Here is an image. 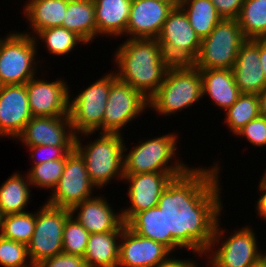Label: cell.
I'll return each mask as SVG.
<instances>
[{
    "instance_id": "6da1fadb",
    "label": "cell",
    "mask_w": 266,
    "mask_h": 267,
    "mask_svg": "<svg viewBox=\"0 0 266 267\" xmlns=\"http://www.w3.org/2000/svg\"><path fill=\"white\" fill-rule=\"evenodd\" d=\"M219 164L214 161L212 167L191 166L162 191L157 207L165 214L172 253L184 248L206 259L223 211Z\"/></svg>"
},
{
    "instance_id": "7a4b0ae2",
    "label": "cell",
    "mask_w": 266,
    "mask_h": 267,
    "mask_svg": "<svg viewBox=\"0 0 266 267\" xmlns=\"http://www.w3.org/2000/svg\"><path fill=\"white\" fill-rule=\"evenodd\" d=\"M114 54L117 78L149 99L161 86L172 63L153 38H128ZM118 69V70H117Z\"/></svg>"
},
{
    "instance_id": "3957f363",
    "label": "cell",
    "mask_w": 266,
    "mask_h": 267,
    "mask_svg": "<svg viewBox=\"0 0 266 267\" xmlns=\"http://www.w3.org/2000/svg\"><path fill=\"white\" fill-rule=\"evenodd\" d=\"M202 99L200 70L193 64H172L161 86L148 99L151 111L157 115H177Z\"/></svg>"
},
{
    "instance_id": "277c9868",
    "label": "cell",
    "mask_w": 266,
    "mask_h": 267,
    "mask_svg": "<svg viewBox=\"0 0 266 267\" xmlns=\"http://www.w3.org/2000/svg\"><path fill=\"white\" fill-rule=\"evenodd\" d=\"M117 133H99L93 141L82 143L75 137V149L84 158L90 180L96 188L103 189L114 178H124V137ZM82 139V140H81Z\"/></svg>"
},
{
    "instance_id": "5b68a950",
    "label": "cell",
    "mask_w": 266,
    "mask_h": 267,
    "mask_svg": "<svg viewBox=\"0 0 266 267\" xmlns=\"http://www.w3.org/2000/svg\"><path fill=\"white\" fill-rule=\"evenodd\" d=\"M178 137L175 132L158 135L152 139L139 141L131 149L126 148L127 145L124 142V175L147 172H187L191 168L190 165L181 161L177 155Z\"/></svg>"
},
{
    "instance_id": "8992f818",
    "label": "cell",
    "mask_w": 266,
    "mask_h": 267,
    "mask_svg": "<svg viewBox=\"0 0 266 267\" xmlns=\"http://www.w3.org/2000/svg\"><path fill=\"white\" fill-rule=\"evenodd\" d=\"M227 233L219 219L211 246L206 251V263L209 267H250L265 252L258 245L259 241L251 226L234 230L230 235Z\"/></svg>"
},
{
    "instance_id": "52a82bcc",
    "label": "cell",
    "mask_w": 266,
    "mask_h": 267,
    "mask_svg": "<svg viewBox=\"0 0 266 267\" xmlns=\"http://www.w3.org/2000/svg\"><path fill=\"white\" fill-rule=\"evenodd\" d=\"M101 78L92 82L91 85L82 91H78L76 97L69 100V116L72 129L75 135L84 139L98 133H103V115L111 84L117 79L114 70L108 71ZM72 99V100H71Z\"/></svg>"
},
{
    "instance_id": "ba28073f",
    "label": "cell",
    "mask_w": 266,
    "mask_h": 267,
    "mask_svg": "<svg viewBox=\"0 0 266 267\" xmlns=\"http://www.w3.org/2000/svg\"><path fill=\"white\" fill-rule=\"evenodd\" d=\"M8 33L0 37V79L3 85L26 84L38 76V45L34 37L19 30Z\"/></svg>"
},
{
    "instance_id": "9c48e42d",
    "label": "cell",
    "mask_w": 266,
    "mask_h": 267,
    "mask_svg": "<svg viewBox=\"0 0 266 267\" xmlns=\"http://www.w3.org/2000/svg\"><path fill=\"white\" fill-rule=\"evenodd\" d=\"M246 40L238 19L222 18L201 40L198 56L192 64L197 69H232Z\"/></svg>"
},
{
    "instance_id": "30bf717a",
    "label": "cell",
    "mask_w": 266,
    "mask_h": 267,
    "mask_svg": "<svg viewBox=\"0 0 266 267\" xmlns=\"http://www.w3.org/2000/svg\"><path fill=\"white\" fill-rule=\"evenodd\" d=\"M156 40L172 64H192L201 45V39L180 6L170 11Z\"/></svg>"
},
{
    "instance_id": "8fae6325",
    "label": "cell",
    "mask_w": 266,
    "mask_h": 267,
    "mask_svg": "<svg viewBox=\"0 0 266 267\" xmlns=\"http://www.w3.org/2000/svg\"><path fill=\"white\" fill-rule=\"evenodd\" d=\"M38 208L33 237L27 245L28 256L34 267L63 252V229L71 214L69 209L54 207L46 202Z\"/></svg>"
},
{
    "instance_id": "7c38bea8",
    "label": "cell",
    "mask_w": 266,
    "mask_h": 267,
    "mask_svg": "<svg viewBox=\"0 0 266 267\" xmlns=\"http://www.w3.org/2000/svg\"><path fill=\"white\" fill-rule=\"evenodd\" d=\"M96 186L89 178L84 158L74 148L66 155L63 174L52 193L47 204L71 210L80 202L94 197Z\"/></svg>"
},
{
    "instance_id": "4fadbf2b",
    "label": "cell",
    "mask_w": 266,
    "mask_h": 267,
    "mask_svg": "<svg viewBox=\"0 0 266 267\" xmlns=\"http://www.w3.org/2000/svg\"><path fill=\"white\" fill-rule=\"evenodd\" d=\"M149 109L148 99L118 78L111 84L103 115V133L122 134L129 122Z\"/></svg>"
},
{
    "instance_id": "5bb4252c",
    "label": "cell",
    "mask_w": 266,
    "mask_h": 267,
    "mask_svg": "<svg viewBox=\"0 0 266 267\" xmlns=\"http://www.w3.org/2000/svg\"><path fill=\"white\" fill-rule=\"evenodd\" d=\"M185 172H147L124 175L123 182L129 183L127 188L129 207H122L121 216L126 224L136 213L158 205L159 197L173 178Z\"/></svg>"
},
{
    "instance_id": "9a60e30c",
    "label": "cell",
    "mask_w": 266,
    "mask_h": 267,
    "mask_svg": "<svg viewBox=\"0 0 266 267\" xmlns=\"http://www.w3.org/2000/svg\"><path fill=\"white\" fill-rule=\"evenodd\" d=\"M56 80V81H55ZM48 81L35 76L26 82L28 103L33 117L69 116V84L64 79Z\"/></svg>"
},
{
    "instance_id": "2e32d148",
    "label": "cell",
    "mask_w": 266,
    "mask_h": 267,
    "mask_svg": "<svg viewBox=\"0 0 266 267\" xmlns=\"http://www.w3.org/2000/svg\"><path fill=\"white\" fill-rule=\"evenodd\" d=\"M171 254L162 243L142 237L125 225L120 239L117 267H158Z\"/></svg>"
},
{
    "instance_id": "e0dca14e",
    "label": "cell",
    "mask_w": 266,
    "mask_h": 267,
    "mask_svg": "<svg viewBox=\"0 0 266 267\" xmlns=\"http://www.w3.org/2000/svg\"><path fill=\"white\" fill-rule=\"evenodd\" d=\"M70 116L32 117L16 138L28 146H75Z\"/></svg>"
},
{
    "instance_id": "ac0fdd59",
    "label": "cell",
    "mask_w": 266,
    "mask_h": 267,
    "mask_svg": "<svg viewBox=\"0 0 266 267\" xmlns=\"http://www.w3.org/2000/svg\"><path fill=\"white\" fill-rule=\"evenodd\" d=\"M26 84L3 85L0 89V138H16L32 118Z\"/></svg>"
},
{
    "instance_id": "d6986e66",
    "label": "cell",
    "mask_w": 266,
    "mask_h": 267,
    "mask_svg": "<svg viewBox=\"0 0 266 267\" xmlns=\"http://www.w3.org/2000/svg\"><path fill=\"white\" fill-rule=\"evenodd\" d=\"M172 9L157 0H132L125 37L157 39Z\"/></svg>"
},
{
    "instance_id": "ffe728a7",
    "label": "cell",
    "mask_w": 266,
    "mask_h": 267,
    "mask_svg": "<svg viewBox=\"0 0 266 267\" xmlns=\"http://www.w3.org/2000/svg\"><path fill=\"white\" fill-rule=\"evenodd\" d=\"M232 71L240 93L259 94L266 88L260 65V39H247L242 44Z\"/></svg>"
},
{
    "instance_id": "44dd1931",
    "label": "cell",
    "mask_w": 266,
    "mask_h": 267,
    "mask_svg": "<svg viewBox=\"0 0 266 267\" xmlns=\"http://www.w3.org/2000/svg\"><path fill=\"white\" fill-rule=\"evenodd\" d=\"M105 196L86 199L75 205L71 215L91 234L116 231L124 222ZM118 213V214H117Z\"/></svg>"
},
{
    "instance_id": "7402d4cb",
    "label": "cell",
    "mask_w": 266,
    "mask_h": 267,
    "mask_svg": "<svg viewBox=\"0 0 266 267\" xmlns=\"http://www.w3.org/2000/svg\"><path fill=\"white\" fill-rule=\"evenodd\" d=\"M202 78V98L208 95L212 105L225 112L241 94L232 69H199Z\"/></svg>"
},
{
    "instance_id": "603a6c76",
    "label": "cell",
    "mask_w": 266,
    "mask_h": 267,
    "mask_svg": "<svg viewBox=\"0 0 266 267\" xmlns=\"http://www.w3.org/2000/svg\"><path fill=\"white\" fill-rule=\"evenodd\" d=\"M132 0H94L97 37L125 35Z\"/></svg>"
},
{
    "instance_id": "cb8c5ba5",
    "label": "cell",
    "mask_w": 266,
    "mask_h": 267,
    "mask_svg": "<svg viewBox=\"0 0 266 267\" xmlns=\"http://www.w3.org/2000/svg\"><path fill=\"white\" fill-rule=\"evenodd\" d=\"M66 10L67 2L63 0H27L22 13L32 30L22 33L34 37L43 29L61 27Z\"/></svg>"
},
{
    "instance_id": "d4e9b609",
    "label": "cell",
    "mask_w": 266,
    "mask_h": 267,
    "mask_svg": "<svg viewBox=\"0 0 266 267\" xmlns=\"http://www.w3.org/2000/svg\"><path fill=\"white\" fill-rule=\"evenodd\" d=\"M123 223L116 231L91 233L84 260L88 267H117Z\"/></svg>"
},
{
    "instance_id": "484cf974",
    "label": "cell",
    "mask_w": 266,
    "mask_h": 267,
    "mask_svg": "<svg viewBox=\"0 0 266 267\" xmlns=\"http://www.w3.org/2000/svg\"><path fill=\"white\" fill-rule=\"evenodd\" d=\"M8 177L0 185V213L2 216L26 212L25 208L32 199V186L28 175L24 176L16 171Z\"/></svg>"
},
{
    "instance_id": "4316f807",
    "label": "cell",
    "mask_w": 266,
    "mask_h": 267,
    "mask_svg": "<svg viewBox=\"0 0 266 267\" xmlns=\"http://www.w3.org/2000/svg\"><path fill=\"white\" fill-rule=\"evenodd\" d=\"M61 27L76 33L88 45H91V42H94L97 37L94 0L67 3L66 14Z\"/></svg>"
},
{
    "instance_id": "83f0119b",
    "label": "cell",
    "mask_w": 266,
    "mask_h": 267,
    "mask_svg": "<svg viewBox=\"0 0 266 267\" xmlns=\"http://www.w3.org/2000/svg\"><path fill=\"white\" fill-rule=\"evenodd\" d=\"M126 225L138 235L160 242L171 251V234H166L165 214L157 206L136 213Z\"/></svg>"
},
{
    "instance_id": "f1b7e54d",
    "label": "cell",
    "mask_w": 266,
    "mask_h": 267,
    "mask_svg": "<svg viewBox=\"0 0 266 267\" xmlns=\"http://www.w3.org/2000/svg\"><path fill=\"white\" fill-rule=\"evenodd\" d=\"M180 7L201 40L207 37L222 19L211 0H182Z\"/></svg>"
},
{
    "instance_id": "f546056e",
    "label": "cell",
    "mask_w": 266,
    "mask_h": 267,
    "mask_svg": "<svg viewBox=\"0 0 266 267\" xmlns=\"http://www.w3.org/2000/svg\"><path fill=\"white\" fill-rule=\"evenodd\" d=\"M237 19L246 39H266V0H244Z\"/></svg>"
},
{
    "instance_id": "4dcf8cb0",
    "label": "cell",
    "mask_w": 266,
    "mask_h": 267,
    "mask_svg": "<svg viewBox=\"0 0 266 267\" xmlns=\"http://www.w3.org/2000/svg\"><path fill=\"white\" fill-rule=\"evenodd\" d=\"M224 114L226 128L235 136L247 123L260 116L258 94L241 93Z\"/></svg>"
},
{
    "instance_id": "1f68e13d",
    "label": "cell",
    "mask_w": 266,
    "mask_h": 267,
    "mask_svg": "<svg viewBox=\"0 0 266 267\" xmlns=\"http://www.w3.org/2000/svg\"><path fill=\"white\" fill-rule=\"evenodd\" d=\"M38 39L45 44L44 47H47L49 55L54 54V57L71 53L78 44L87 45L80 36L64 27L43 29L34 36V40L39 45Z\"/></svg>"
},
{
    "instance_id": "d6a6232c",
    "label": "cell",
    "mask_w": 266,
    "mask_h": 267,
    "mask_svg": "<svg viewBox=\"0 0 266 267\" xmlns=\"http://www.w3.org/2000/svg\"><path fill=\"white\" fill-rule=\"evenodd\" d=\"M36 225V212H24L2 216L0 235L28 245Z\"/></svg>"
},
{
    "instance_id": "836d02e7",
    "label": "cell",
    "mask_w": 266,
    "mask_h": 267,
    "mask_svg": "<svg viewBox=\"0 0 266 267\" xmlns=\"http://www.w3.org/2000/svg\"><path fill=\"white\" fill-rule=\"evenodd\" d=\"M66 156L63 159L45 161L38 165H31L26 172L33 188L39 187L53 190L63 174Z\"/></svg>"
},
{
    "instance_id": "e575fe53",
    "label": "cell",
    "mask_w": 266,
    "mask_h": 267,
    "mask_svg": "<svg viewBox=\"0 0 266 267\" xmlns=\"http://www.w3.org/2000/svg\"><path fill=\"white\" fill-rule=\"evenodd\" d=\"M89 237L90 233L70 214L63 229V252L84 257Z\"/></svg>"
},
{
    "instance_id": "d590c367",
    "label": "cell",
    "mask_w": 266,
    "mask_h": 267,
    "mask_svg": "<svg viewBox=\"0 0 266 267\" xmlns=\"http://www.w3.org/2000/svg\"><path fill=\"white\" fill-rule=\"evenodd\" d=\"M0 266L34 267L28 256L27 245L0 235Z\"/></svg>"
},
{
    "instance_id": "8d00e7d4",
    "label": "cell",
    "mask_w": 266,
    "mask_h": 267,
    "mask_svg": "<svg viewBox=\"0 0 266 267\" xmlns=\"http://www.w3.org/2000/svg\"><path fill=\"white\" fill-rule=\"evenodd\" d=\"M31 152L30 158L33 159L32 165H38L45 161L63 159L68 153H70L75 146H28ZM40 156V157H39Z\"/></svg>"
},
{
    "instance_id": "74e56055",
    "label": "cell",
    "mask_w": 266,
    "mask_h": 267,
    "mask_svg": "<svg viewBox=\"0 0 266 267\" xmlns=\"http://www.w3.org/2000/svg\"><path fill=\"white\" fill-rule=\"evenodd\" d=\"M235 135L247 139L250 144L257 146V148L266 147V118L259 116L251 120Z\"/></svg>"
},
{
    "instance_id": "f35d334b",
    "label": "cell",
    "mask_w": 266,
    "mask_h": 267,
    "mask_svg": "<svg viewBox=\"0 0 266 267\" xmlns=\"http://www.w3.org/2000/svg\"><path fill=\"white\" fill-rule=\"evenodd\" d=\"M35 267H88L83 257L61 252L41 261Z\"/></svg>"
},
{
    "instance_id": "ab89813d",
    "label": "cell",
    "mask_w": 266,
    "mask_h": 267,
    "mask_svg": "<svg viewBox=\"0 0 266 267\" xmlns=\"http://www.w3.org/2000/svg\"><path fill=\"white\" fill-rule=\"evenodd\" d=\"M222 18L237 19L244 0H211Z\"/></svg>"
},
{
    "instance_id": "60d3db41",
    "label": "cell",
    "mask_w": 266,
    "mask_h": 267,
    "mask_svg": "<svg viewBox=\"0 0 266 267\" xmlns=\"http://www.w3.org/2000/svg\"><path fill=\"white\" fill-rule=\"evenodd\" d=\"M198 261L192 260V259H180V258H175V256L173 257V255H171L165 262H163L162 264H160L158 267H198L196 263Z\"/></svg>"
},
{
    "instance_id": "b9f144b4",
    "label": "cell",
    "mask_w": 266,
    "mask_h": 267,
    "mask_svg": "<svg viewBox=\"0 0 266 267\" xmlns=\"http://www.w3.org/2000/svg\"><path fill=\"white\" fill-rule=\"evenodd\" d=\"M260 194V197L257 199L258 201H255L256 214L266 222V192H260Z\"/></svg>"
},
{
    "instance_id": "7bdbcfd3",
    "label": "cell",
    "mask_w": 266,
    "mask_h": 267,
    "mask_svg": "<svg viewBox=\"0 0 266 267\" xmlns=\"http://www.w3.org/2000/svg\"><path fill=\"white\" fill-rule=\"evenodd\" d=\"M260 65L266 79V39H260Z\"/></svg>"
},
{
    "instance_id": "ee69618b",
    "label": "cell",
    "mask_w": 266,
    "mask_h": 267,
    "mask_svg": "<svg viewBox=\"0 0 266 267\" xmlns=\"http://www.w3.org/2000/svg\"><path fill=\"white\" fill-rule=\"evenodd\" d=\"M260 116L266 118V88L258 94Z\"/></svg>"
},
{
    "instance_id": "f6af8a7d",
    "label": "cell",
    "mask_w": 266,
    "mask_h": 267,
    "mask_svg": "<svg viewBox=\"0 0 266 267\" xmlns=\"http://www.w3.org/2000/svg\"><path fill=\"white\" fill-rule=\"evenodd\" d=\"M266 170V169H265ZM263 176L260 177L259 185H258V191L260 192H266V171L263 172Z\"/></svg>"
},
{
    "instance_id": "bcb514c9",
    "label": "cell",
    "mask_w": 266,
    "mask_h": 267,
    "mask_svg": "<svg viewBox=\"0 0 266 267\" xmlns=\"http://www.w3.org/2000/svg\"><path fill=\"white\" fill-rule=\"evenodd\" d=\"M170 4L173 8L179 7L182 0H157Z\"/></svg>"
},
{
    "instance_id": "7dc6e473",
    "label": "cell",
    "mask_w": 266,
    "mask_h": 267,
    "mask_svg": "<svg viewBox=\"0 0 266 267\" xmlns=\"http://www.w3.org/2000/svg\"><path fill=\"white\" fill-rule=\"evenodd\" d=\"M259 261L263 264V267H266V250H265V252L260 256Z\"/></svg>"
},
{
    "instance_id": "c3c4849f",
    "label": "cell",
    "mask_w": 266,
    "mask_h": 267,
    "mask_svg": "<svg viewBox=\"0 0 266 267\" xmlns=\"http://www.w3.org/2000/svg\"><path fill=\"white\" fill-rule=\"evenodd\" d=\"M250 267H263V264L258 260L256 263L252 264Z\"/></svg>"
},
{
    "instance_id": "681fc988",
    "label": "cell",
    "mask_w": 266,
    "mask_h": 267,
    "mask_svg": "<svg viewBox=\"0 0 266 267\" xmlns=\"http://www.w3.org/2000/svg\"><path fill=\"white\" fill-rule=\"evenodd\" d=\"M63 1L70 3V2H76V1H81V0H63Z\"/></svg>"
},
{
    "instance_id": "f907efd6",
    "label": "cell",
    "mask_w": 266,
    "mask_h": 267,
    "mask_svg": "<svg viewBox=\"0 0 266 267\" xmlns=\"http://www.w3.org/2000/svg\"><path fill=\"white\" fill-rule=\"evenodd\" d=\"M2 215L0 213V229H1Z\"/></svg>"
},
{
    "instance_id": "816d5d0a",
    "label": "cell",
    "mask_w": 266,
    "mask_h": 267,
    "mask_svg": "<svg viewBox=\"0 0 266 267\" xmlns=\"http://www.w3.org/2000/svg\"><path fill=\"white\" fill-rule=\"evenodd\" d=\"M2 86H3V84H2V81H1V79H0V89L2 88Z\"/></svg>"
}]
</instances>
